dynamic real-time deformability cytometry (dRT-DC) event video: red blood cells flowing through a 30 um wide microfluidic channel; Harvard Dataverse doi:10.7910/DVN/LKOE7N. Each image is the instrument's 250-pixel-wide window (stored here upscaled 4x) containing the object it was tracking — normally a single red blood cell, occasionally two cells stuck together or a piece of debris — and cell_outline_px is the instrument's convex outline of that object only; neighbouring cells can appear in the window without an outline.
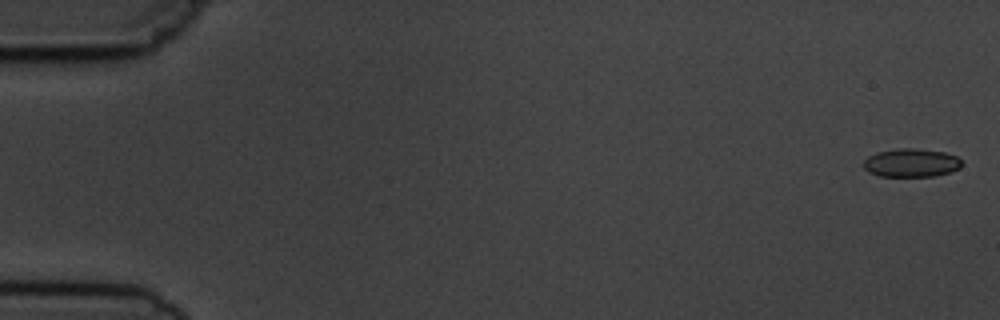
{"species": "common noctule bat (a hibernating species)", "species_latin": "Nyctalus noctula", "temperature_condition": "cold", "stored_images_in_passage": 5, "camera_frame_rate_fps": 3000, "um_per_image_px": 0.085, "animal": {"sex": "male", "body_mass_g": 19.5, "forearm_length_mm": 54.6}, "frame": {"image": 1, "passage_image": 1, "time_ms": 0.0, "image_size_px": [1000, 320], "cell_outline_px": [[960, 168], [936, 176], [880, 176], [868, 172], [864, 168], [864, 160], [868, 156], [876, 152], [896, 148], [912, 148], [944, 152], [956, 156], [960, 160]], "centroid_in_image_um": [77.41, 13.83], "position_along_channel_um": 7.6, "area_um2": 16.18}}
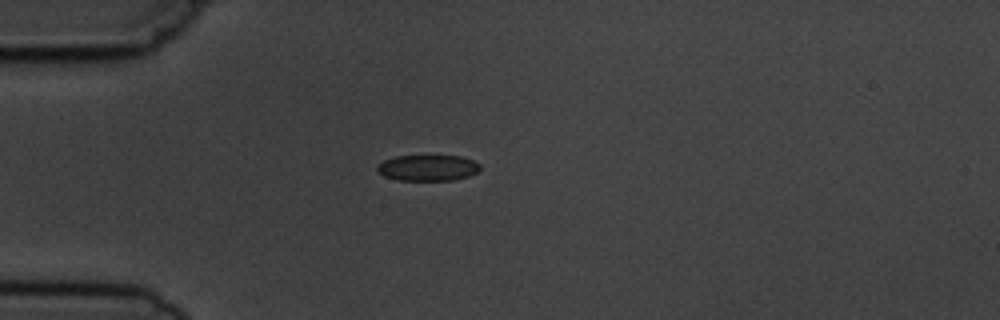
{"frame": {"image": 2, "passage_image": 5, "time_ms": 4.667, "image_size_px": [1000, 320], "cell_outline_px": [[480, 168], [476, 172], [468, 176], [452, 180], [400, 180], [384, 176], [376, 168], [384, 160], [396, 156], [460, 156], [472, 160], [480, 164]], "centroid_in_image_um": [36.38, 14.26], "position_along_channel_um": 48.6, "area_um2": 15.32}}